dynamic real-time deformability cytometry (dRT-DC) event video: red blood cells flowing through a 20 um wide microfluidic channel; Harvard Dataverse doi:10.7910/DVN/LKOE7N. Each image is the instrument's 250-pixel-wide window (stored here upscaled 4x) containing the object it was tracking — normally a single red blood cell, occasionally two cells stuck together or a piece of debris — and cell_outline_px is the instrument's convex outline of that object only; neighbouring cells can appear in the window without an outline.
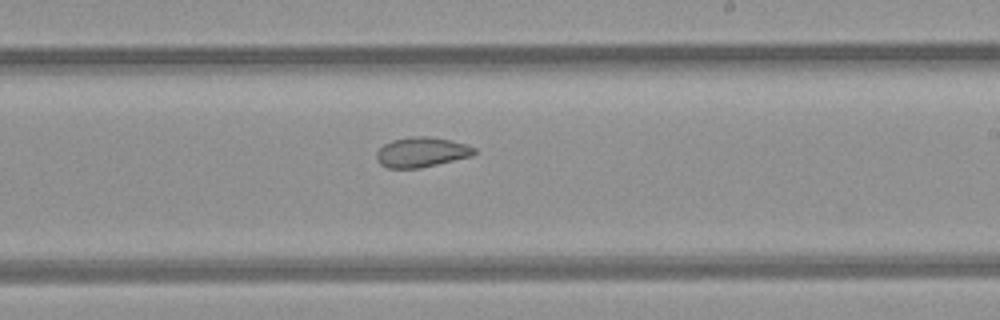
{"species": "common noctule bat (a hibernating species)", "species_latin": "Nyctalus noctula", "temperature_condition": "room temperature", "stored_images_in_passage": 6, "camera_frame_rate_fps": 3000, "um_per_image_px": 0.085, "animal": {"sex": "female", "body_mass_g": 21.9}, "frame": {"image": 1, "passage_image": 6, "time_ms": 6.333, "image_size_px": [1000, 320], "cell_outline_px": [[476, 152], [472, 156], [420, 168], [388, 168], [380, 164], [376, 160], [376, 152], [384, 144], [392, 140], [412, 136], [428, 136], [468, 144], [476, 148]], "centroid_in_image_um": [35.83, 12.93], "position_along_channel_um": 253.2, "area_um2": 17.11}}